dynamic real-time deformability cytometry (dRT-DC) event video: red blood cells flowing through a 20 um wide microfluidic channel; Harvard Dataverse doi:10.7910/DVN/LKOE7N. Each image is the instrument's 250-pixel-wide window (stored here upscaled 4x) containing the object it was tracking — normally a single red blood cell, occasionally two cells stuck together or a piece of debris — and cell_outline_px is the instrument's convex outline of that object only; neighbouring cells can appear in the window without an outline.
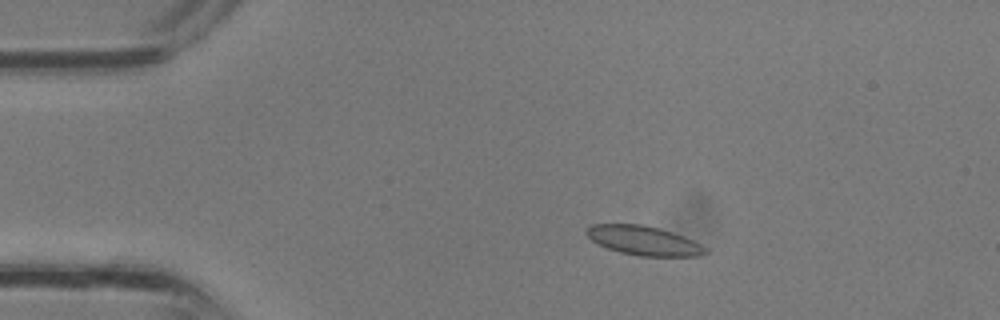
{"species": "common noctule bat (a hibernating species)", "species_latin": "Nyctalus noctula", "temperature_condition": "room temperature", "stored_images_in_passage": 35, "camera_frame_rate_fps": 3000, "um_per_image_px": 0.085, "animal": {"sex": "male", "body_mass_g": 13.3}, "frame": {"image": 1, "passage_image": 7, "time_ms": 2.0, "image_size_px": [1000, 320], "cell_outline_px": [[708, 252], [700, 256], [640, 256], [620, 252], [608, 248], [592, 240], [584, 232], [592, 224], [640, 224], [672, 232], [684, 236], [700, 244]], "centroid_in_image_um": [54.71, 20.45], "position_along_channel_um": 30.3, "area_um2": 19.94}}
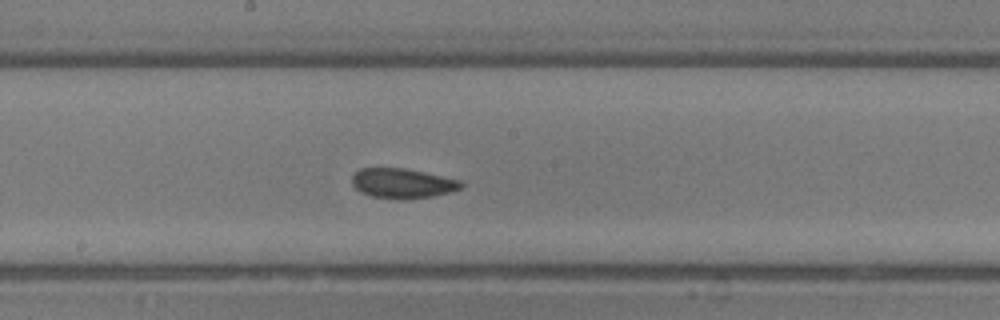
{"frame": {"image": 2, "passage_image": 19, "time_ms": 6.0, "image_size_px": [1000, 320], "cell_outline_px": [[464, 184], [460, 188], [452, 192], [432, 196], [404, 200], [396, 200], [372, 196], [360, 192], [352, 184], [352, 176], [360, 168], [404, 168], [424, 172], [460, 180]], "centroid_in_image_um": [34.2, 15.59], "position_along_channel_um": 214.0, "area_um2": 19.07}}
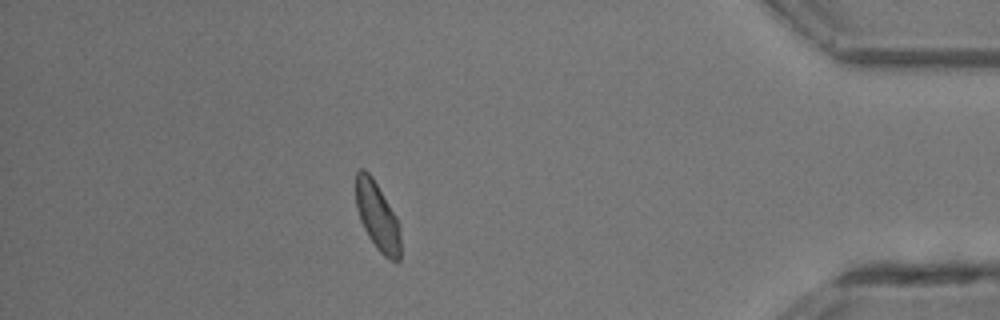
{"frame": {"image": 3, "passage_image": 31, "time_ms": 10.0, "image_size_px": [1000, 320], "cell_outline_px": [[400, 260], [396, 264], [388, 260], [376, 248], [368, 236], [360, 220], [356, 208], [356, 172], [360, 168], [364, 168], [372, 176], [396, 216], [400, 224]], "centroid_in_image_um": [32.09, 18.42], "position_along_channel_um": 403.1, "area_um2": 18.03}}